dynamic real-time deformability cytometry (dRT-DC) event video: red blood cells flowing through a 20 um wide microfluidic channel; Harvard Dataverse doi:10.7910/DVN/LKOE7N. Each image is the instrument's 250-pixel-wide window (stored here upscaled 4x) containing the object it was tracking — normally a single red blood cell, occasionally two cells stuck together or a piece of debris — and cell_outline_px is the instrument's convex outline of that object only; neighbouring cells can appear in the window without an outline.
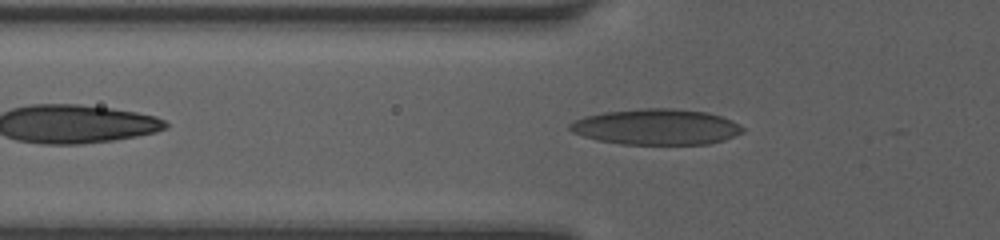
{"species": "human", "species_latin": "Homo sapiens", "temperature_condition": "room temperature", "stored_images_in_passage": 38, "camera_frame_rate_fps": 3000, "um_per_image_px": 0.085, "donor": {"sex": "female"}, "frame": {"image": 1, "passage_image": 6, "time_ms": 1.667, "image_size_px": [1000, 240], "cell_outline_px": [[744, 132], [724, 140], [708, 144], [620, 144], [596, 140], [572, 132], [568, 128], [568, 124], [584, 116], [604, 112], [640, 108], [668, 108], [708, 112], [732, 120], [740, 124], [744, 128]], "centroid_in_image_um": [55.79, 10.78], "position_along_channel_um": 70.0, "area_um2": 36.18}}
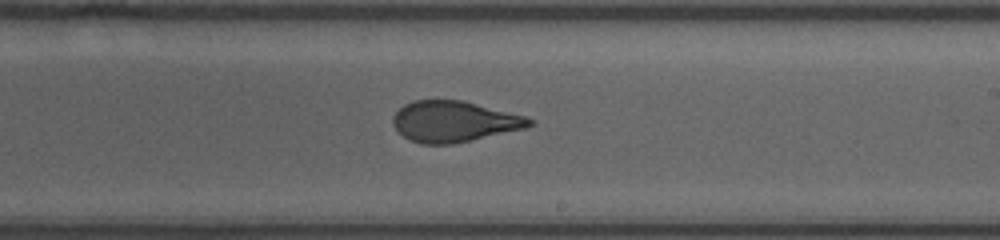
{"frame": {"image": 2, "passage_image": 19, "time_ms": 6.0, "image_size_px": [1000, 240], "cell_outline_px": [[536, 120], [532, 124], [524, 128], [452, 144], [420, 144], [408, 140], [392, 124], [392, 116], [404, 104], [412, 100], [460, 100], [524, 116]], "centroid_in_image_um": [38.53, 10.33], "position_along_channel_um": 250.5, "area_um2": 32.14}}
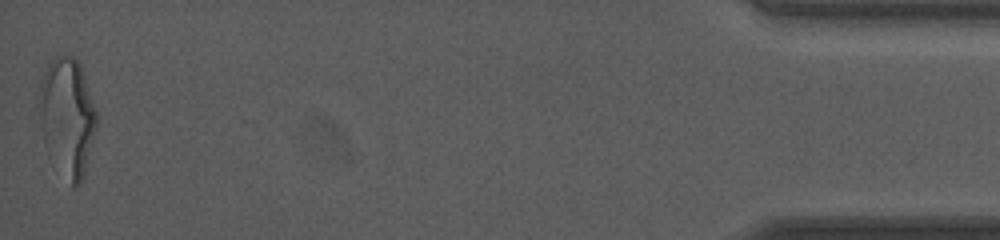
{"frame": {"image": 3, "passage_image": 38, "time_ms": 12.333, "image_size_px": [1000, 240], "cell_outline_px": [[96, 128], [84, 176], [80, 184], [72, 188], [44, 140], [40, 120], [40, 80], [48, 64], [56, 56], [72, 56], [80, 60], [96, 112]], "centroid_in_image_um": [5.75, 9.87], "position_along_channel_um": 429.5, "area_um2": 38.67}, "authors_computed_cell_mechanics": {"area_um2": 33.6107, "velocity_mm_per_s": 4.1754, "shape_relaxation_time_tau1_ms": 5.2162, "shape_relaxation_time_tau2_ms": 1.1257, "deformation_change_tau1": 0.1846, "deformation_change_tau2": 0.0891}}